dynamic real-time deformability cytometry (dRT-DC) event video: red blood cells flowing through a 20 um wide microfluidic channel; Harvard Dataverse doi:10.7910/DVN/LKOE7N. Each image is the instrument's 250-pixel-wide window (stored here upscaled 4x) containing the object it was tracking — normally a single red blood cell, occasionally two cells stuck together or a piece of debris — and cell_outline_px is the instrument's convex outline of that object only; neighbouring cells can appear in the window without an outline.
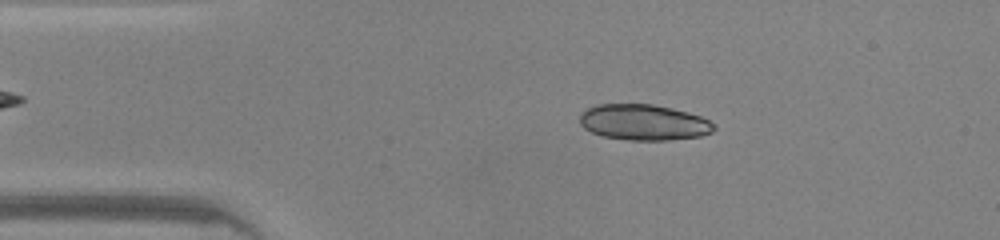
{"species": "common noctule bat (a hibernating species)", "species_latin": "Nyctalus noctula", "temperature_condition": "warm", "stored_images_in_passage": 45, "camera_frame_rate_fps": 3000, "um_per_image_px": 0.085, "animal": {"sex": "male", "body_mass_g": 20.0, "forearm_length_mm": 53.3}, "frame": {"image": 1, "passage_image": 7, "time_ms": 2.0, "image_size_px": [1000, 240], "cell_outline_px": [[716, 128], [712, 132], [700, 136], [668, 140], [628, 140], [604, 136], [592, 132], [584, 128], [580, 124], [580, 112], [596, 104], [652, 104], [672, 108], [688, 112], [700, 116], [716, 124]], "centroid_in_image_um": [54.72, 10.39], "position_along_channel_um": 30.3, "area_um2": 28.09}}